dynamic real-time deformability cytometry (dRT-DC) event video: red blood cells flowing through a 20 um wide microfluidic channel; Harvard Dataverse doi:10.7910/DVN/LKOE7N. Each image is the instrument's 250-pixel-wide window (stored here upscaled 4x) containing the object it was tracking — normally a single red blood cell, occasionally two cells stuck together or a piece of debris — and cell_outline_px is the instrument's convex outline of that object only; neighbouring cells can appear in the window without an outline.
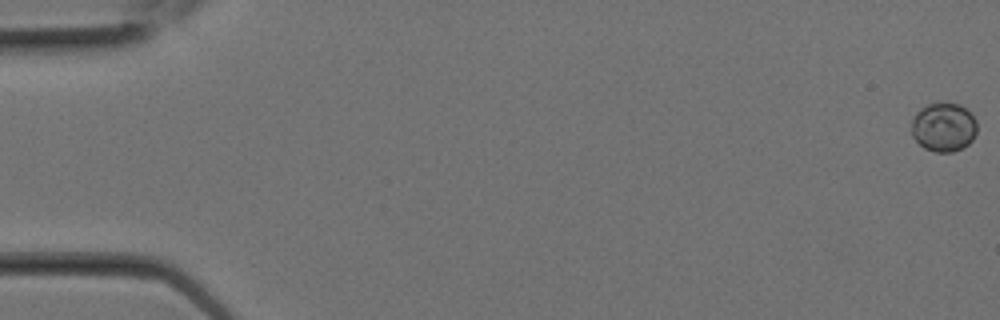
{"species": "Egyptian fruit bat (a non-hibernating species)", "species_latin": "Rousettus aegyptiacus", "temperature_condition": "room temperature", "stored_images_in_passage": 7, "camera_frame_rate_fps": 3000, "um_per_image_px": 0.085, "animal": {"sex": "female"}, "frame": {"image": 1, "passage_image": 1, "time_ms": 0.0, "image_size_px": [1000, 320], "cell_outline_px": [[976, 132], [972, 140], [964, 148], [952, 152], [936, 152], [924, 148], [912, 136], [912, 120], [916, 112], [920, 108], [928, 104], [960, 104], [976, 120]], "centroid_in_image_um": [80.2, 10.83], "position_along_channel_um": 4.8, "area_um2": 18.5}}